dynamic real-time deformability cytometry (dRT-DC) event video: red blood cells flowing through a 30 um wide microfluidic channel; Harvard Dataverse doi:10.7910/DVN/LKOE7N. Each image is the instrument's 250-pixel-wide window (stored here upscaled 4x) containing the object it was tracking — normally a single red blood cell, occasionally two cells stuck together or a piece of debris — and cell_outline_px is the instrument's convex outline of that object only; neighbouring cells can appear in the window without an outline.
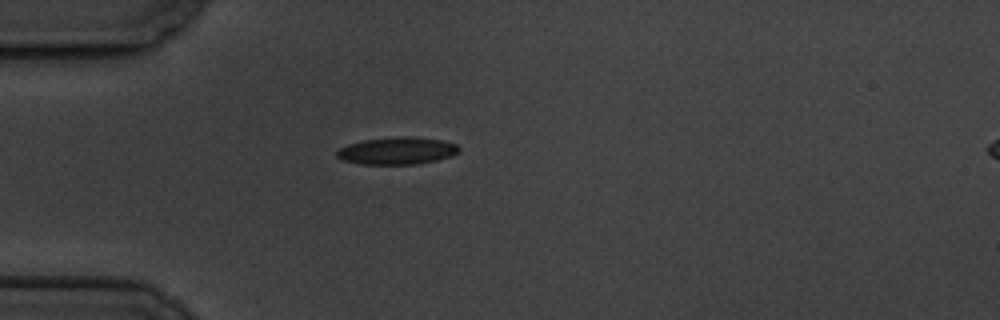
{"species": "common noctule bat (a hibernating species)", "species_latin": "Nyctalus noctula", "temperature_condition": "cold", "stored_images_in_passage": 42, "camera_frame_rate_fps": 3000, "um_per_image_px": 0.085, "animal": {"sex": "male", "body_mass_g": 19.5, "forearm_length_mm": 54.6}, "frame": {"image": 1, "passage_image": 1, "time_ms": 0.0, "image_size_px": [1000, 320], "cell_outline_px": [[460, 148], [456, 152], [448, 156], [436, 160], [416, 164], [360, 164], [340, 160], [336, 156], [336, 152], [340, 148], [348, 144], [364, 140], [400, 136], [412, 136], [440, 140], [456, 144]], "centroid_in_image_um": [33.69, 12.81], "position_along_channel_um": 51.3, "area_um2": 19.25}}
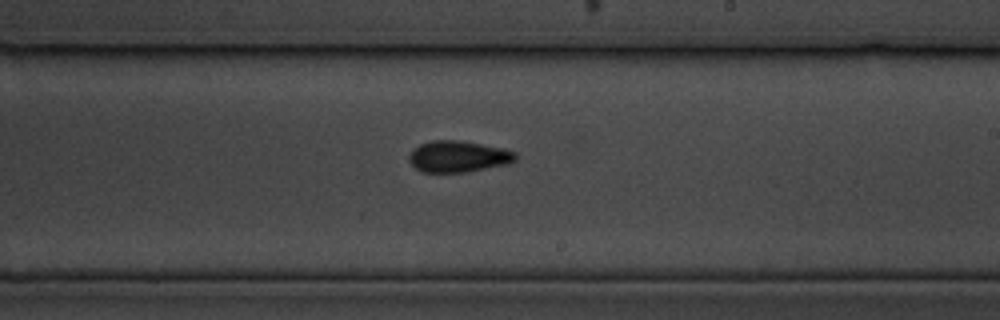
{"frame": {"image": 2, "passage_image": 19, "time_ms": 6.0, "image_size_px": [1000, 320], "cell_outline_px": [[516, 160], [508, 164], [464, 172], [420, 172], [408, 160], [408, 156], [412, 148], [420, 144], [432, 140], [460, 140], [504, 148], [516, 152]], "centroid_in_image_um": [38.93, 13.29], "position_along_channel_um": 250.1, "area_um2": 19.59}}
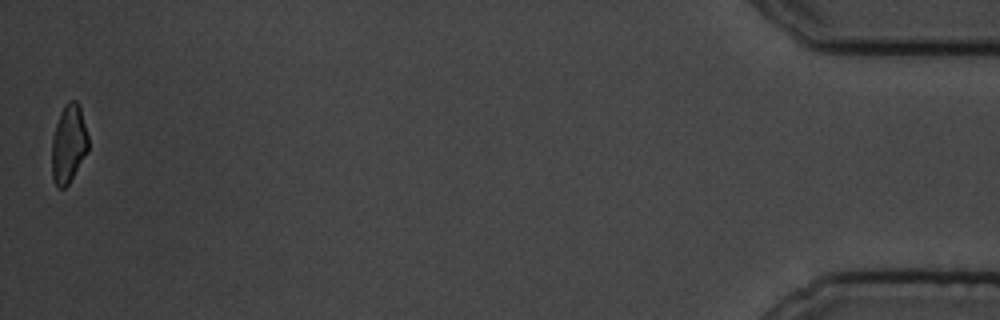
{"frame": {"image": 3, "passage_image": 42, "time_ms": 13.667, "image_size_px": [1000, 320], "cell_outline_px": [[88, 152], [68, 184], [64, 188], [56, 188], [52, 180], [52, 136], [60, 112], [64, 104], [68, 100], [76, 100], [80, 104], [88, 136]], "centroid_in_image_um": [5.83, 12.21], "position_along_channel_um": 429.4, "area_um2": 16.94}, "authors_computed_cell_mechanics": {"area_um2": 18.4093, "velocity_mm_per_s": 3.5043, "shape_relaxation_time_tau1_ms": 3.7654, "shape_relaxation_time_tau2_ms": 4.1407, "deformation_change_tau1": 0.1305, "deformation_change_tau2": 0.0969}}